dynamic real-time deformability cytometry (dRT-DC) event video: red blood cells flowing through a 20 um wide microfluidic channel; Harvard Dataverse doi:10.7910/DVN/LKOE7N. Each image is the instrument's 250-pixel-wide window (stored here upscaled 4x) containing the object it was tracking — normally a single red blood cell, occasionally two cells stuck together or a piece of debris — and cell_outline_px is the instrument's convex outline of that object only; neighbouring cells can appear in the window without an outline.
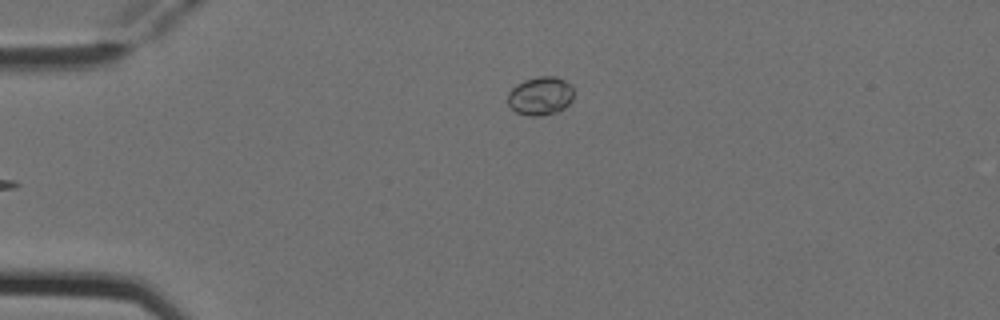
{"species": "Egyptian fruit bat (a non-hibernating species)", "species_latin": "Rousettus aegyptiacus", "temperature_condition": "cold", "stored_images_in_passage": 5, "camera_frame_rate_fps": 3000, "um_per_image_px": 0.085, "animal": {"sex": "female"}, "frame": {"image": 1, "passage_image": 5, "time_ms": 1.333, "image_size_px": [1000, 320], "cell_outline_px": [[572, 100], [564, 108], [556, 112], [540, 116], [528, 116], [516, 112], [508, 104], [508, 92], [516, 84], [524, 80], [536, 76], [556, 76], [572, 84]], "centroid_in_image_um": [45.92, 8.14], "position_along_channel_um": 39.1, "area_um2": 14.91}}